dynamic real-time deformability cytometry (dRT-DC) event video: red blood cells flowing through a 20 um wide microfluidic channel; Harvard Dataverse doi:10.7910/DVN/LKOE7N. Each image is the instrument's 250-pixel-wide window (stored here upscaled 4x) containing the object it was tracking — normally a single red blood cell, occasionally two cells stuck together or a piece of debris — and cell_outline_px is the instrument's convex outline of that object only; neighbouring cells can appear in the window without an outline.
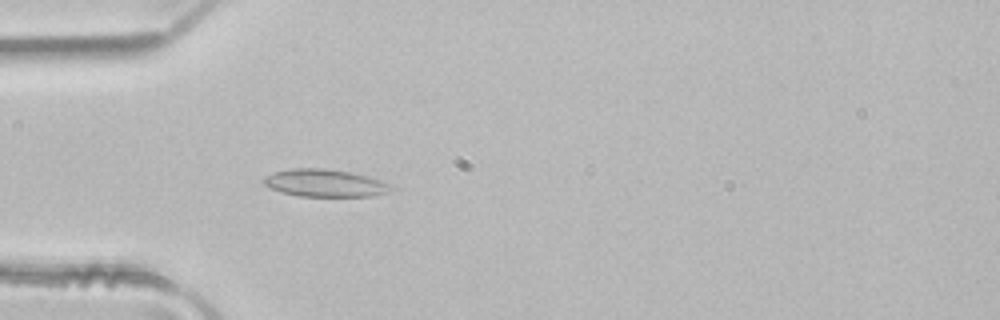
{"species": "common noctule bat (a hibernating species)", "species_latin": "Nyctalus noctula", "temperature_condition": "room temperature", "stored_images_in_passage": 3, "camera_frame_rate_fps": 3000, "um_per_image_px": 0.085, "animal": {"sex": "male", "body_mass_g": 21.5, "forearm_length_mm": 52.0}, "frame": {"image": 1, "passage_image": 3, "time_ms": 0.667, "image_size_px": [1000, 320], "cell_outline_px": [[392, 188], [388, 192], [372, 196], [300, 196], [280, 192], [268, 188], [264, 184], [264, 176], [272, 172], [292, 168], [324, 168], [352, 172], [380, 180], [392, 184]], "centroid_in_image_um": [27.58, 15.55], "position_along_channel_um": 57.4, "area_um2": 20.52}}